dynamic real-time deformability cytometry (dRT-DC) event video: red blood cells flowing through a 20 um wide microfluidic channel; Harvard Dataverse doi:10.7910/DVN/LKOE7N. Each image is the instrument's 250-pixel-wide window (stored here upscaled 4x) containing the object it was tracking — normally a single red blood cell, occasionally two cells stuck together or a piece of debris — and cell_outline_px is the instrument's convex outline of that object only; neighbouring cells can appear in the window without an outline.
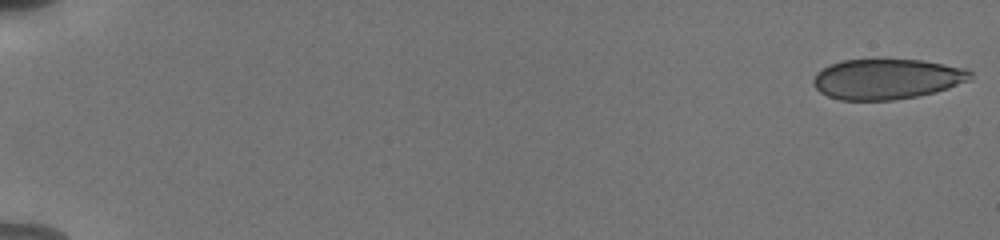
{"species": "human", "species_latin": "Homo sapiens", "temperature_condition": "cold", "stored_images_in_passage": 55, "camera_frame_rate_fps": 3000, "um_per_image_px": 0.085, "donor": {"sex": "male"}, "frame": {"image": 1, "passage_image": 1, "time_ms": 0.0, "image_size_px": [1000, 240], "cell_outline_px": [[972, 76], [968, 80], [948, 88], [936, 92], [916, 96], [892, 100], [840, 100], [828, 96], [820, 92], [812, 84], [812, 80], [816, 72], [840, 60], [924, 60], [968, 68], [972, 72]], "centroid_in_image_um": [75.38, 6.71], "position_along_channel_um": 9.6, "area_um2": 36.93}}
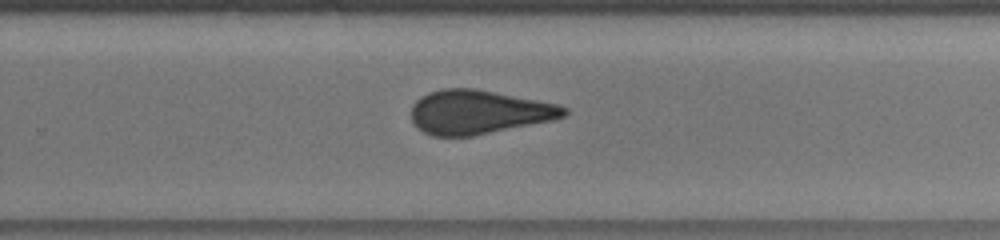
{"frame": {"image": 2, "passage_image": 38, "time_ms": 12.333, "image_size_px": [1000, 240], "cell_outline_px": [[568, 112], [564, 116], [552, 120], [472, 136], [432, 136], [424, 132], [412, 120], [412, 104], [420, 96], [428, 92], [444, 88], [476, 88], [556, 104], [568, 108]], "centroid_in_image_um": [40.66, 9.52], "position_along_channel_um": 289.1, "area_um2": 38.84}}
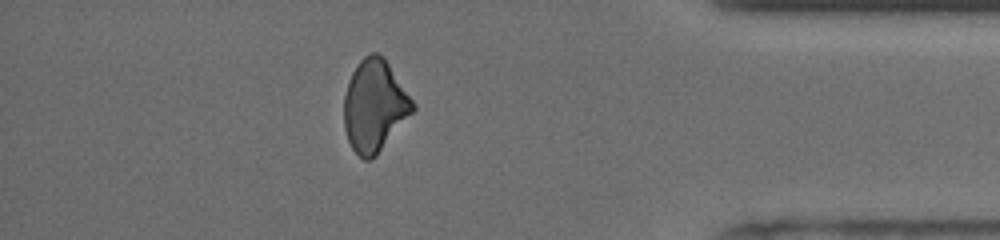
{"frame": {"image": 3, "passage_image": 49, "time_ms": 16.0, "image_size_px": [1000, 240], "cell_outline_px": [[416, 108], [376, 156], [368, 160], [364, 160], [352, 148], [348, 140], [344, 128], [344, 96], [348, 80], [352, 72], [360, 60], [364, 56], [372, 52], [376, 52], [384, 56], [416, 104]], "centroid_in_image_um": [31.84, 8.97], "position_along_channel_um": 403.4, "area_um2": 36.82}, "authors_computed_cell_mechanics": {"area_um2": 38.8416, "velocity_mm_per_s": 3.8186, "shape_relaxation_time_tau1_ms": null, "shape_relaxation_time_tau2_ms": 1.2538, "deformation_change_tau1": null, "deformation_change_tau2": 0.0584}}